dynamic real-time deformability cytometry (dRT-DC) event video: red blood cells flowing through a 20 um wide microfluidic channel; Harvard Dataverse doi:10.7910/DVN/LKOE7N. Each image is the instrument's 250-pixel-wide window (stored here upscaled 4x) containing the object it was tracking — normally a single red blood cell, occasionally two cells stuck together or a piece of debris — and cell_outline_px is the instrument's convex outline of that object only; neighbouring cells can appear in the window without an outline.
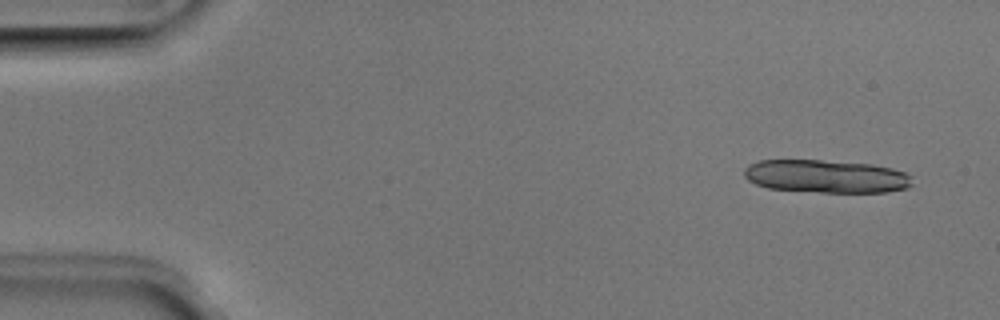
{"species": "Egyptian fruit bat (a non-hibernating species)", "species_latin": "Rousettus aegyptiacus", "temperature_condition": "room temperature", "stored_images_in_passage": 13, "camera_frame_rate_fps": 3000, "um_per_image_px": 0.085, "animal": {"sex": "male"}, "frame": {"image": 1, "passage_image": 3, "time_ms": 0.667, "image_size_px": [1000, 320], "cell_outline_px": [[912, 184], [908, 188], [884, 192], [820, 192], [768, 188], [756, 184], [748, 180], [744, 176], [744, 168], [748, 164], [760, 160], [820, 160], [872, 164], [892, 168], [904, 172], [912, 176]], "centroid_in_image_um": [70.22, 14.98], "position_along_channel_um": 14.8, "area_um2": 32.43}}